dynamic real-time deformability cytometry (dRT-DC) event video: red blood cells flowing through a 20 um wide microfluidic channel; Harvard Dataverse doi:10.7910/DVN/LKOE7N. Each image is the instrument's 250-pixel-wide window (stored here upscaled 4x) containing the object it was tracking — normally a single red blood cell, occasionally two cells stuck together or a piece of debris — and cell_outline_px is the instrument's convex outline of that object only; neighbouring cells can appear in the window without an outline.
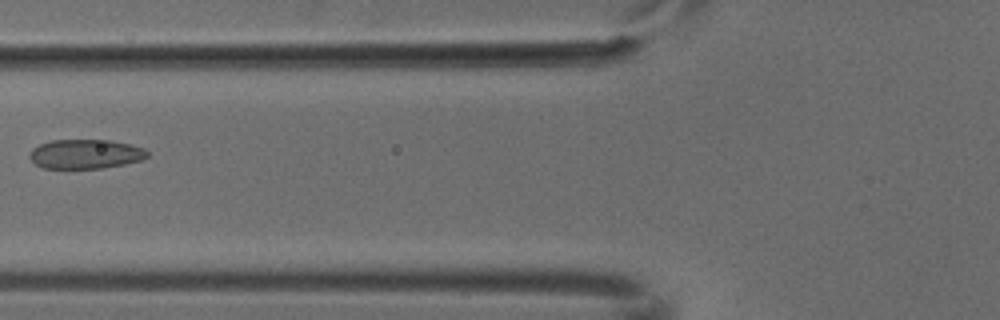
{"species": "common noctule bat (a hibernating species)", "species_latin": "Nyctalus noctula", "temperature_condition": "cold", "stored_images_in_passage": 4, "camera_frame_rate_fps": 3000, "um_per_image_px": 0.085, "animal": {"sex": "male", "body_mass_g": 18.8}, "frame": {"image": 1, "passage_image": 4, "time_ms": 1.0, "image_size_px": [1000, 320], "cell_outline_px": [[148, 156], [140, 160], [124, 164], [104, 168], [44, 168], [36, 164], [28, 156], [28, 152], [32, 148], [40, 144], [52, 140], [112, 140], [144, 148], [148, 152]], "centroid_in_image_um": [7.24, 13.09], "position_along_channel_um": 118.6, "area_um2": 20.11}}